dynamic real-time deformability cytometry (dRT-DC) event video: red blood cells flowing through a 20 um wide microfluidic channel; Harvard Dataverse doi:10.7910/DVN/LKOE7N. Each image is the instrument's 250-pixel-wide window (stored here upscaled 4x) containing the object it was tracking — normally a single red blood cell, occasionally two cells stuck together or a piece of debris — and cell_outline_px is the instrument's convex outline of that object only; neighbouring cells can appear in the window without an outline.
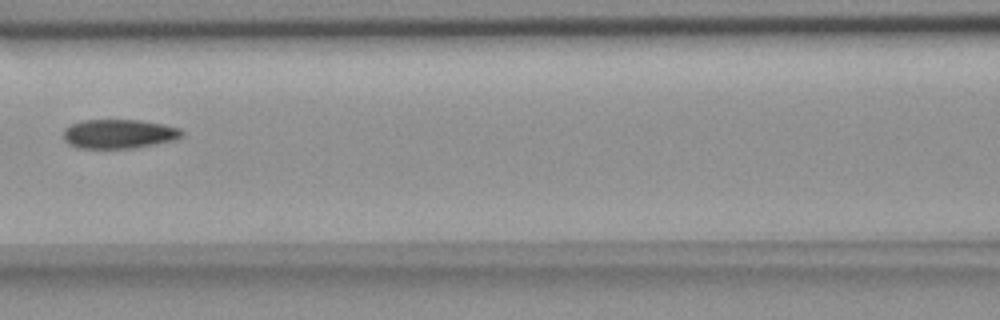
{"species": "common noctule bat (a hibernating species)", "species_latin": "Nyctalus noctula", "temperature_condition": "room temperature", "stored_images_in_passage": 7, "camera_frame_rate_fps": 3000, "um_per_image_px": 0.085, "animal": {"sex": "female", "body_mass_g": 18.4}, "frame": {"image": 1, "passage_image": 7, "time_ms": 6.667, "image_size_px": [1000, 320], "cell_outline_px": [[184, 136], [176, 140], [132, 148], [76, 148], [68, 144], [64, 140], [64, 128], [72, 124], [84, 120], [140, 120], [164, 124], [180, 128], [184, 132]], "centroid_in_image_um": [10.13, 11.38], "position_along_channel_um": 156.5, "area_um2": 20.29}}